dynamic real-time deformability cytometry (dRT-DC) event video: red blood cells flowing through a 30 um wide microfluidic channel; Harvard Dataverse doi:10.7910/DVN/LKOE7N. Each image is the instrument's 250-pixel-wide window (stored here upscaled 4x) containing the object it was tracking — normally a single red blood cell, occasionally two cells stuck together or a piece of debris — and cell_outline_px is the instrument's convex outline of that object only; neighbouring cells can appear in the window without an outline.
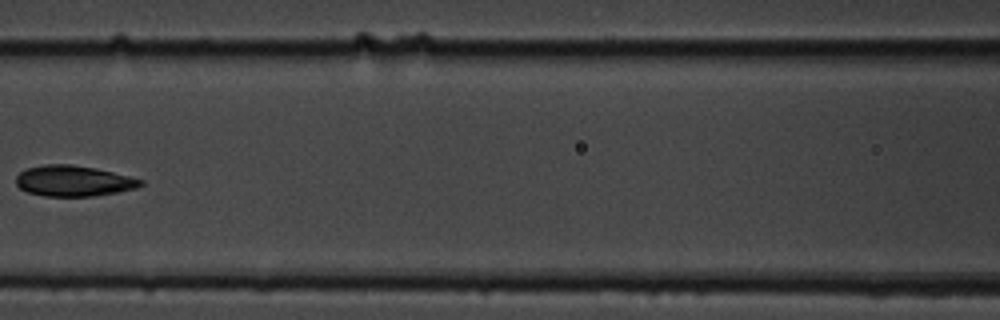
{"species": "common noctule bat (a hibernating species)", "species_latin": "Nyctalus noctula", "temperature_condition": "cold", "stored_images_in_passage": 8, "camera_frame_rate_fps": 3000, "um_per_image_px": 0.085, "animal": {"sex": "male", "body_mass_g": 19.5, "forearm_length_mm": 54.6}, "frame": {"image": 1, "passage_image": 7, "time_ms": 7.0, "image_size_px": [1000, 320], "cell_outline_px": [[144, 184], [136, 188], [116, 192], [92, 196], [44, 196], [28, 192], [20, 188], [16, 184], [16, 176], [20, 172], [28, 168], [44, 164], [72, 164], [96, 168], [144, 180]], "centroid_in_image_um": [6.24, 15.37], "position_along_channel_um": 160.4, "area_um2": 22.25}}
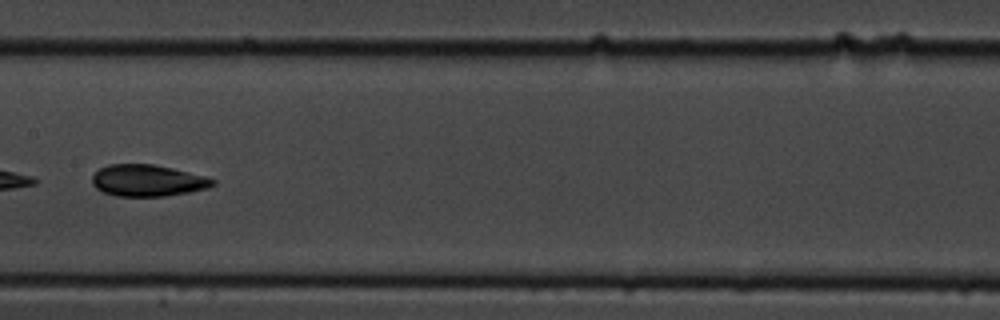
{"frame": {"image": 2, "passage_image": 8, "time_ms": 8.0, "image_size_px": [1000, 320], "cell_outline_px": [[216, 184], [208, 188], [188, 192], [164, 196], [116, 196], [104, 192], [96, 188], [92, 184], [92, 176], [100, 168], [108, 164], [152, 164], [172, 168], [204, 176], [216, 180]], "centroid_in_image_um": [12.54, 15.34], "position_along_channel_um": 194.9, "area_um2": 22.14}}